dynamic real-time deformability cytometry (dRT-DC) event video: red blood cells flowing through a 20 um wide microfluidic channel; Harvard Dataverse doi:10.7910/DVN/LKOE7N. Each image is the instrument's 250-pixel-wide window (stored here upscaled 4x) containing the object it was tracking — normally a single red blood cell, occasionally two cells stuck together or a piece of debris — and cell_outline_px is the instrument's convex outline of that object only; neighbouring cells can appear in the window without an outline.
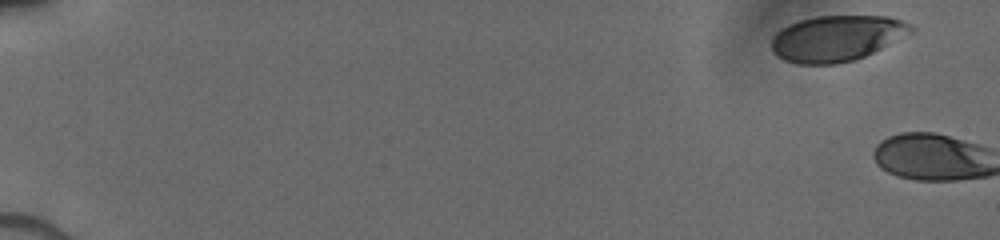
{"species": "human", "species_latin": "Homo sapiens", "temperature_condition": "cold", "stored_images_in_passage": 3, "camera_frame_rate_fps": 3000, "um_per_image_px": 0.085, "donor": {"sex": "male"}, "frame": {"image": 1, "passage_image": 1, "time_ms": 0.0, "image_size_px": [1000, 240], "cell_outline_px": [[916, 28], [912, 32], [864, 56], [852, 60], [836, 64], [796, 64], [784, 60], [776, 56], [772, 52], [772, 36], [776, 32], [788, 24], [800, 20], [816, 16], [888, 16], [900, 20]], "centroid_in_image_um": [71.06, 3.25], "position_along_channel_um": 13.9, "area_um2": 37.05}}